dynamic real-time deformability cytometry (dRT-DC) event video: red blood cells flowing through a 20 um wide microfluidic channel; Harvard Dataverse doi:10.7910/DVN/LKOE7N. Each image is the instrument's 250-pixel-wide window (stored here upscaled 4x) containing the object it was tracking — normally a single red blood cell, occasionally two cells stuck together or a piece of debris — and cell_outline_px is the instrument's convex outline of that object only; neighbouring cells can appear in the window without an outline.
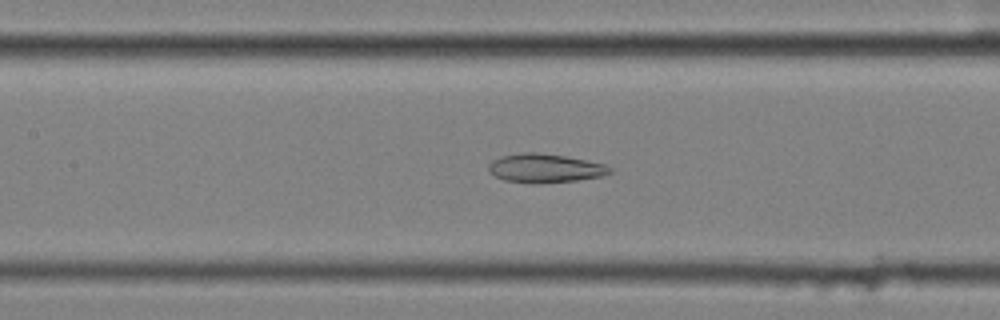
{"species": "common noctule bat (a hibernating species)", "species_latin": "Nyctalus noctula", "temperature_condition": "cold", "stored_images_in_passage": 57, "camera_frame_rate_fps": 3000, "um_per_image_px": 0.085, "animal": {"sex": "female", "body_mass_g": 25.1}, "frame": {"image": 1, "passage_image": 27, "time_ms": 8.667, "image_size_px": [1000, 320], "cell_outline_px": [[612, 172], [600, 176], [576, 180], [504, 180], [488, 172], [488, 164], [492, 160], [500, 156], [524, 152], [536, 152], [564, 156], [604, 164], [612, 168]], "centroid_in_image_um": [46.3, 14.24], "position_along_channel_um": 161.1, "area_um2": 19.25}}
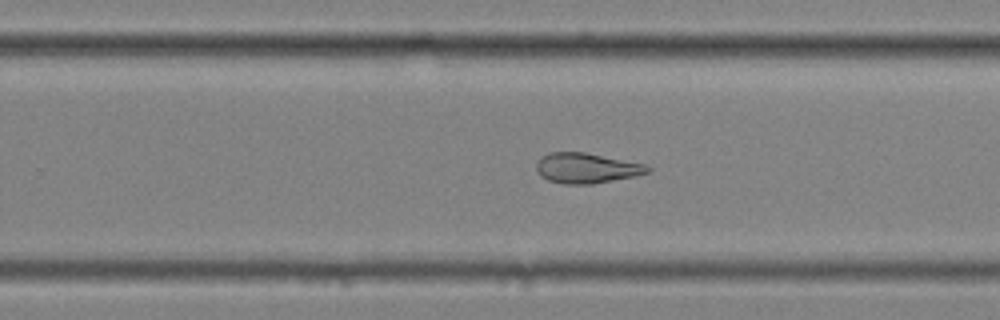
{"frame": {"image": 2, "passage_image": 37, "time_ms": 12.0, "image_size_px": [1000, 320], "cell_outline_px": [[652, 168], [648, 172], [636, 176], [592, 184], [564, 184], [548, 180], [540, 176], [536, 172], [536, 164], [548, 152], [584, 152], [644, 164]], "centroid_in_image_um": [49.84, 14.3], "position_along_channel_um": 280.0, "area_um2": 19.48}}
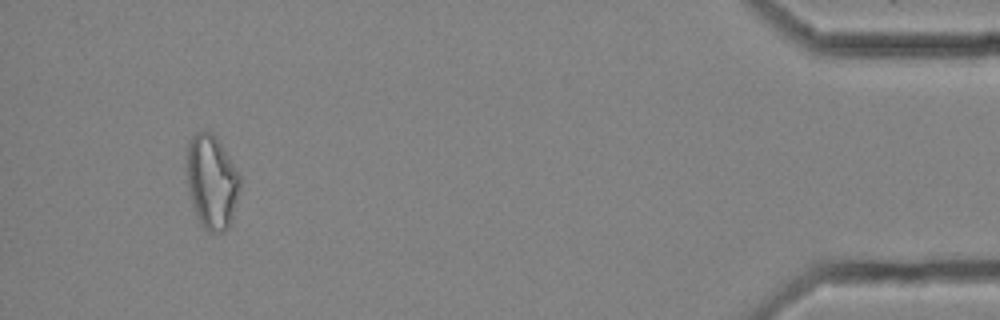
{"frame": {"image": 3, "passage_image": 54, "time_ms": 17.667, "image_size_px": [1000, 320], "cell_outline_px": [[240, 188], [232, 216], [228, 228], [224, 232], [208, 232], [200, 224], [196, 216], [188, 196], [188, 144], [192, 136], [196, 132], [212, 132], [216, 136], [240, 172]], "centroid_in_image_um": [18.01, 15.47], "position_along_channel_um": 417.2, "area_um2": 29.25}, "authors_computed_cell_mechanics": {"area_um2": 26.299, "velocity_mm_per_s": 3.5721, "shape_relaxation_time_tau1_ms": null, "shape_relaxation_time_tau2_ms": 4.1311, "deformation_change_tau1": null, "deformation_change_tau2": 0.1333}}